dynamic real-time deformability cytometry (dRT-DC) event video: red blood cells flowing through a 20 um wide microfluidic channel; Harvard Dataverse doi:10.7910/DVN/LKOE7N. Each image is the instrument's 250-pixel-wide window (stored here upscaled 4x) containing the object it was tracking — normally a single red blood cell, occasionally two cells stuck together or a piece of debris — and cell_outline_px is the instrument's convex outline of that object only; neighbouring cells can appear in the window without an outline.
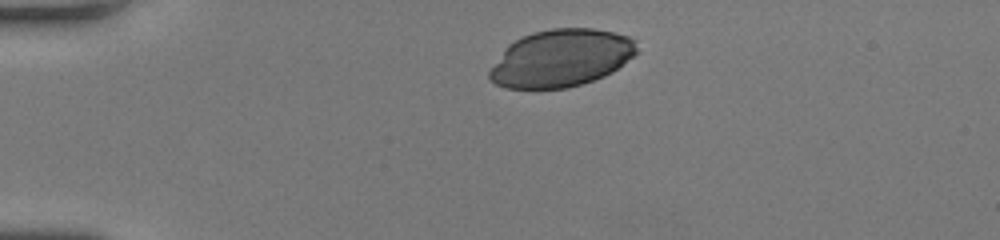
{"species": "human", "species_latin": "Homo sapiens", "temperature_condition": "room temperature", "stored_images_in_passage": 32, "camera_frame_rate_fps": 3000, "um_per_image_px": 0.085, "donor": {"sex": "female"}, "frame": {"image": 1, "passage_image": 1, "time_ms": 0.0, "image_size_px": [1000, 240], "cell_outline_px": [[636, 52], [632, 56], [612, 72], [604, 76], [568, 88], [504, 88], [496, 84], [488, 76], [488, 72], [504, 48], [508, 44], [532, 32], [552, 28], [592, 28], [612, 32], [628, 36], [636, 40]], "centroid_in_image_um": [47.67, 4.94], "position_along_channel_um": 37.3, "area_um2": 48.96}}